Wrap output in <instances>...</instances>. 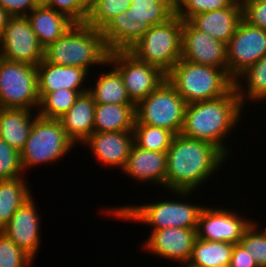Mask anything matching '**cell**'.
<instances>
[{
    "label": "cell",
    "instance_id": "obj_23",
    "mask_svg": "<svg viewBox=\"0 0 266 267\" xmlns=\"http://www.w3.org/2000/svg\"><path fill=\"white\" fill-rule=\"evenodd\" d=\"M26 17L44 49L61 38L74 24L65 14L46 5H37Z\"/></svg>",
    "mask_w": 266,
    "mask_h": 267
},
{
    "label": "cell",
    "instance_id": "obj_44",
    "mask_svg": "<svg viewBox=\"0 0 266 267\" xmlns=\"http://www.w3.org/2000/svg\"><path fill=\"white\" fill-rule=\"evenodd\" d=\"M133 1H134V0H126L125 2L131 4Z\"/></svg>",
    "mask_w": 266,
    "mask_h": 267
},
{
    "label": "cell",
    "instance_id": "obj_34",
    "mask_svg": "<svg viewBox=\"0 0 266 267\" xmlns=\"http://www.w3.org/2000/svg\"><path fill=\"white\" fill-rule=\"evenodd\" d=\"M33 259L0 231V267H28Z\"/></svg>",
    "mask_w": 266,
    "mask_h": 267
},
{
    "label": "cell",
    "instance_id": "obj_17",
    "mask_svg": "<svg viewBox=\"0 0 266 267\" xmlns=\"http://www.w3.org/2000/svg\"><path fill=\"white\" fill-rule=\"evenodd\" d=\"M34 197L26 200L12 215L9 223L1 229L20 249L33 260L40 245V216L34 204Z\"/></svg>",
    "mask_w": 266,
    "mask_h": 267
},
{
    "label": "cell",
    "instance_id": "obj_33",
    "mask_svg": "<svg viewBox=\"0 0 266 267\" xmlns=\"http://www.w3.org/2000/svg\"><path fill=\"white\" fill-rule=\"evenodd\" d=\"M255 223L253 221L245 230L239 244L255 259L258 267H266V228L258 231Z\"/></svg>",
    "mask_w": 266,
    "mask_h": 267
},
{
    "label": "cell",
    "instance_id": "obj_24",
    "mask_svg": "<svg viewBox=\"0 0 266 267\" xmlns=\"http://www.w3.org/2000/svg\"><path fill=\"white\" fill-rule=\"evenodd\" d=\"M28 109L0 108V138L19 152L24 148L33 125Z\"/></svg>",
    "mask_w": 266,
    "mask_h": 267
},
{
    "label": "cell",
    "instance_id": "obj_31",
    "mask_svg": "<svg viewBox=\"0 0 266 267\" xmlns=\"http://www.w3.org/2000/svg\"><path fill=\"white\" fill-rule=\"evenodd\" d=\"M38 95L40 101L37 115L47 119H59L69 111L80 94L75 90L60 89Z\"/></svg>",
    "mask_w": 266,
    "mask_h": 267
},
{
    "label": "cell",
    "instance_id": "obj_12",
    "mask_svg": "<svg viewBox=\"0 0 266 267\" xmlns=\"http://www.w3.org/2000/svg\"><path fill=\"white\" fill-rule=\"evenodd\" d=\"M0 57L34 66L43 60L44 48L26 16L9 17L0 37Z\"/></svg>",
    "mask_w": 266,
    "mask_h": 267
},
{
    "label": "cell",
    "instance_id": "obj_8",
    "mask_svg": "<svg viewBox=\"0 0 266 267\" xmlns=\"http://www.w3.org/2000/svg\"><path fill=\"white\" fill-rule=\"evenodd\" d=\"M74 146L59 119L37 116L34 118L25 146L20 151L23 172L34 165L58 161Z\"/></svg>",
    "mask_w": 266,
    "mask_h": 267
},
{
    "label": "cell",
    "instance_id": "obj_14",
    "mask_svg": "<svg viewBox=\"0 0 266 267\" xmlns=\"http://www.w3.org/2000/svg\"><path fill=\"white\" fill-rule=\"evenodd\" d=\"M252 222L253 220H246L231 209L203 206L196 228L197 238L239 244L245 230Z\"/></svg>",
    "mask_w": 266,
    "mask_h": 267
},
{
    "label": "cell",
    "instance_id": "obj_28",
    "mask_svg": "<svg viewBox=\"0 0 266 267\" xmlns=\"http://www.w3.org/2000/svg\"><path fill=\"white\" fill-rule=\"evenodd\" d=\"M26 184L22 177L0 180V231L16 210L32 196Z\"/></svg>",
    "mask_w": 266,
    "mask_h": 267
},
{
    "label": "cell",
    "instance_id": "obj_45",
    "mask_svg": "<svg viewBox=\"0 0 266 267\" xmlns=\"http://www.w3.org/2000/svg\"><path fill=\"white\" fill-rule=\"evenodd\" d=\"M88 4H90L93 0H85Z\"/></svg>",
    "mask_w": 266,
    "mask_h": 267
},
{
    "label": "cell",
    "instance_id": "obj_21",
    "mask_svg": "<svg viewBox=\"0 0 266 267\" xmlns=\"http://www.w3.org/2000/svg\"><path fill=\"white\" fill-rule=\"evenodd\" d=\"M166 169V152L145 150L133 143L123 172L140 182L165 187Z\"/></svg>",
    "mask_w": 266,
    "mask_h": 267
},
{
    "label": "cell",
    "instance_id": "obj_46",
    "mask_svg": "<svg viewBox=\"0 0 266 267\" xmlns=\"http://www.w3.org/2000/svg\"><path fill=\"white\" fill-rule=\"evenodd\" d=\"M183 267H192V266H190V265H188V264H185Z\"/></svg>",
    "mask_w": 266,
    "mask_h": 267
},
{
    "label": "cell",
    "instance_id": "obj_36",
    "mask_svg": "<svg viewBox=\"0 0 266 267\" xmlns=\"http://www.w3.org/2000/svg\"><path fill=\"white\" fill-rule=\"evenodd\" d=\"M20 152L0 138V180L22 177Z\"/></svg>",
    "mask_w": 266,
    "mask_h": 267
},
{
    "label": "cell",
    "instance_id": "obj_13",
    "mask_svg": "<svg viewBox=\"0 0 266 267\" xmlns=\"http://www.w3.org/2000/svg\"><path fill=\"white\" fill-rule=\"evenodd\" d=\"M228 74L235 80L249 66L266 55V30L243 19L226 44Z\"/></svg>",
    "mask_w": 266,
    "mask_h": 267
},
{
    "label": "cell",
    "instance_id": "obj_41",
    "mask_svg": "<svg viewBox=\"0 0 266 267\" xmlns=\"http://www.w3.org/2000/svg\"><path fill=\"white\" fill-rule=\"evenodd\" d=\"M9 17L10 16L7 14V12L0 7V37H1L4 27L7 24Z\"/></svg>",
    "mask_w": 266,
    "mask_h": 267
},
{
    "label": "cell",
    "instance_id": "obj_30",
    "mask_svg": "<svg viewBox=\"0 0 266 267\" xmlns=\"http://www.w3.org/2000/svg\"><path fill=\"white\" fill-rule=\"evenodd\" d=\"M134 143L145 150L167 152L175 134L164 128L134 122Z\"/></svg>",
    "mask_w": 266,
    "mask_h": 267
},
{
    "label": "cell",
    "instance_id": "obj_32",
    "mask_svg": "<svg viewBox=\"0 0 266 267\" xmlns=\"http://www.w3.org/2000/svg\"><path fill=\"white\" fill-rule=\"evenodd\" d=\"M126 0H93L89 4L86 24L102 30L114 17L125 13L130 8Z\"/></svg>",
    "mask_w": 266,
    "mask_h": 267
},
{
    "label": "cell",
    "instance_id": "obj_4",
    "mask_svg": "<svg viewBox=\"0 0 266 267\" xmlns=\"http://www.w3.org/2000/svg\"><path fill=\"white\" fill-rule=\"evenodd\" d=\"M109 50L101 30L86 23H74L66 33L44 49L46 62L61 66H76L87 72L90 65L107 66Z\"/></svg>",
    "mask_w": 266,
    "mask_h": 267
},
{
    "label": "cell",
    "instance_id": "obj_7",
    "mask_svg": "<svg viewBox=\"0 0 266 267\" xmlns=\"http://www.w3.org/2000/svg\"><path fill=\"white\" fill-rule=\"evenodd\" d=\"M203 207L186 202L160 201L142 206L125 205L115 209L104 211L108 215L133 222H143L151 225L152 230H159L171 227L196 229L199 215Z\"/></svg>",
    "mask_w": 266,
    "mask_h": 267
},
{
    "label": "cell",
    "instance_id": "obj_18",
    "mask_svg": "<svg viewBox=\"0 0 266 267\" xmlns=\"http://www.w3.org/2000/svg\"><path fill=\"white\" fill-rule=\"evenodd\" d=\"M133 143V131H110L93 132L83 145H89L102 164L124 169Z\"/></svg>",
    "mask_w": 266,
    "mask_h": 267
},
{
    "label": "cell",
    "instance_id": "obj_9",
    "mask_svg": "<svg viewBox=\"0 0 266 267\" xmlns=\"http://www.w3.org/2000/svg\"><path fill=\"white\" fill-rule=\"evenodd\" d=\"M185 100L165 79L151 94L135 104V122L180 134L186 108Z\"/></svg>",
    "mask_w": 266,
    "mask_h": 267
},
{
    "label": "cell",
    "instance_id": "obj_6",
    "mask_svg": "<svg viewBox=\"0 0 266 267\" xmlns=\"http://www.w3.org/2000/svg\"><path fill=\"white\" fill-rule=\"evenodd\" d=\"M182 29L183 20L175 14L167 22L151 26L129 52L167 74L181 59Z\"/></svg>",
    "mask_w": 266,
    "mask_h": 267
},
{
    "label": "cell",
    "instance_id": "obj_10",
    "mask_svg": "<svg viewBox=\"0 0 266 267\" xmlns=\"http://www.w3.org/2000/svg\"><path fill=\"white\" fill-rule=\"evenodd\" d=\"M39 101L36 66L0 57V108L38 109Z\"/></svg>",
    "mask_w": 266,
    "mask_h": 267
},
{
    "label": "cell",
    "instance_id": "obj_39",
    "mask_svg": "<svg viewBox=\"0 0 266 267\" xmlns=\"http://www.w3.org/2000/svg\"><path fill=\"white\" fill-rule=\"evenodd\" d=\"M36 6L33 0H0V7L10 17L27 16Z\"/></svg>",
    "mask_w": 266,
    "mask_h": 267
},
{
    "label": "cell",
    "instance_id": "obj_42",
    "mask_svg": "<svg viewBox=\"0 0 266 267\" xmlns=\"http://www.w3.org/2000/svg\"><path fill=\"white\" fill-rule=\"evenodd\" d=\"M184 0H171L173 7L176 9Z\"/></svg>",
    "mask_w": 266,
    "mask_h": 267
},
{
    "label": "cell",
    "instance_id": "obj_37",
    "mask_svg": "<svg viewBox=\"0 0 266 267\" xmlns=\"http://www.w3.org/2000/svg\"><path fill=\"white\" fill-rule=\"evenodd\" d=\"M46 6L65 14L74 23H85L88 17L89 4L85 0H49Z\"/></svg>",
    "mask_w": 266,
    "mask_h": 267
},
{
    "label": "cell",
    "instance_id": "obj_19",
    "mask_svg": "<svg viewBox=\"0 0 266 267\" xmlns=\"http://www.w3.org/2000/svg\"><path fill=\"white\" fill-rule=\"evenodd\" d=\"M241 20V0H235L230 6L223 9L194 15L188 22L195 29L227 44Z\"/></svg>",
    "mask_w": 266,
    "mask_h": 267
},
{
    "label": "cell",
    "instance_id": "obj_1",
    "mask_svg": "<svg viewBox=\"0 0 266 267\" xmlns=\"http://www.w3.org/2000/svg\"><path fill=\"white\" fill-rule=\"evenodd\" d=\"M166 155L165 188L182 197L189 196L227 159L214 145L181 134L175 135Z\"/></svg>",
    "mask_w": 266,
    "mask_h": 267
},
{
    "label": "cell",
    "instance_id": "obj_26",
    "mask_svg": "<svg viewBox=\"0 0 266 267\" xmlns=\"http://www.w3.org/2000/svg\"><path fill=\"white\" fill-rule=\"evenodd\" d=\"M234 244L196 238L188 265L192 267L230 266Z\"/></svg>",
    "mask_w": 266,
    "mask_h": 267
},
{
    "label": "cell",
    "instance_id": "obj_29",
    "mask_svg": "<svg viewBox=\"0 0 266 267\" xmlns=\"http://www.w3.org/2000/svg\"><path fill=\"white\" fill-rule=\"evenodd\" d=\"M242 79L246 81L247 85L245 92L243 91L244 88L241 82ZM234 88L242 106L245 103L244 100L246 99H250L253 102L254 100L255 102L256 100L257 102L264 99L266 100V55H264L255 64L249 66L240 75H238L237 78H235Z\"/></svg>",
    "mask_w": 266,
    "mask_h": 267
},
{
    "label": "cell",
    "instance_id": "obj_25",
    "mask_svg": "<svg viewBox=\"0 0 266 267\" xmlns=\"http://www.w3.org/2000/svg\"><path fill=\"white\" fill-rule=\"evenodd\" d=\"M135 104H96L94 132L133 131Z\"/></svg>",
    "mask_w": 266,
    "mask_h": 267
},
{
    "label": "cell",
    "instance_id": "obj_2",
    "mask_svg": "<svg viewBox=\"0 0 266 267\" xmlns=\"http://www.w3.org/2000/svg\"><path fill=\"white\" fill-rule=\"evenodd\" d=\"M242 108L235 88L219 98L187 104L180 134L210 143L228 158L223 140L240 120Z\"/></svg>",
    "mask_w": 266,
    "mask_h": 267
},
{
    "label": "cell",
    "instance_id": "obj_15",
    "mask_svg": "<svg viewBox=\"0 0 266 267\" xmlns=\"http://www.w3.org/2000/svg\"><path fill=\"white\" fill-rule=\"evenodd\" d=\"M181 58L228 72L226 44L183 21Z\"/></svg>",
    "mask_w": 266,
    "mask_h": 267
},
{
    "label": "cell",
    "instance_id": "obj_43",
    "mask_svg": "<svg viewBox=\"0 0 266 267\" xmlns=\"http://www.w3.org/2000/svg\"><path fill=\"white\" fill-rule=\"evenodd\" d=\"M36 5H46L49 0H33Z\"/></svg>",
    "mask_w": 266,
    "mask_h": 267
},
{
    "label": "cell",
    "instance_id": "obj_3",
    "mask_svg": "<svg viewBox=\"0 0 266 267\" xmlns=\"http://www.w3.org/2000/svg\"><path fill=\"white\" fill-rule=\"evenodd\" d=\"M176 14L171 0H134L130 8L114 17L102 30L109 52L129 51L154 25Z\"/></svg>",
    "mask_w": 266,
    "mask_h": 267
},
{
    "label": "cell",
    "instance_id": "obj_40",
    "mask_svg": "<svg viewBox=\"0 0 266 267\" xmlns=\"http://www.w3.org/2000/svg\"><path fill=\"white\" fill-rule=\"evenodd\" d=\"M230 267H258L256 261L240 244H234Z\"/></svg>",
    "mask_w": 266,
    "mask_h": 267
},
{
    "label": "cell",
    "instance_id": "obj_22",
    "mask_svg": "<svg viewBox=\"0 0 266 267\" xmlns=\"http://www.w3.org/2000/svg\"><path fill=\"white\" fill-rule=\"evenodd\" d=\"M96 103L87 91L80 94L69 111L59 118L68 138L82 144L94 132V112Z\"/></svg>",
    "mask_w": 266,
    "mask_h": 267
},
{
    "label": "cell",
    "instance_id": "obj_35",
    "mask_svg": "<svg viewBox=\"0 0 266 267\" xmlns=\"http://www.w3.org/2000/svg\"><path fill=\"white\" fill-rule=\"evenodd\" d=\"M235 0H184L177 8L176 15L189 21L194 15L220 10L230 6Z\"/></svg>",
    "mask_w": 266,
    "mask_h": 267
},
{
    "label": "cell",
    "instance_id": "obj_27",
    "mask_svg": "<svg viewBox=\"0 0 266 267\" xmlns=\"http://www.w3.org/2000/svg\"><path fill=\"white\" fill-rule=\"evenodd\" d=\"M98 78L95 87L88 88L96 104H134L128 97L121 74L114 67Z\"/></svg>",
    "mask_w": 266,
    "mask_h": 267
},
{
    "label": "cell",
    "instance_id": "obj_38",
    "mask_svg": "<svg viewBox=\"0 0 266 267\" xmlns=\"http://www.w3.org/2000/svg\"><path fill=\"white\" fill-rule=\"evenodd\" d=\"M242 19L248 24L266 30V0H241Z\"/></svg>",
    "mask_w": 266,
    "mask_h": 267
},
{
    "label": "cell",
    "instance_id": "obj_20",
    "mask_svg": "<svg viewBox=\"0 0 266 267\" xmlns=\"http://www.w3.org/2000/svg\"><path fill=\"white\" fill-rule=\"evenodd\" d=\"M38 93L55 92L60 89L75 90L79 94L88 91L83 87L88 72L76 66H61L44 59L36 66ZM82 88V89H81Z\"/></svg>",
    "mask_w": 266,
    "mask_h": 267
},
{
    "label": "cell",
    "instance_id": "obj_11",
    "mask_svg": "<svg viewBox=\"0 0 266 267\" xmlns=\"http://www.w3.org/2000/svg\"><path fill=\"white\" fill-rule=\"evenodd\" d=\"M108 65L121 74L128 97L134 104L146 98L166 79V74L159 68L138 60L129 51L110 52Z\"/></svg>",
    "mask_w": 266,
    "mask_h": 267
},
{
    "label": "cell",
    "instance_id": "obj_16",
    "mask_svg": "<svg viewBox=\"0 0 266 267\" xmlns=\"http://www.w3.org/2000/svg\"><path fill=\"white\" fill-rule=\"evenodd\" d=\"M196 238V229L171 227L151 230L148 240L144 242V249L184 265L191 257Z\"/></svg>",
    "mask_w": 266,
    "mask_h": 267
},
{
    "label": "cell",
    "instance_id": "obj_5",
    "mask_svg": "<svg viewBox=\"0 0 266 267\" xmlns=\"http://www.w3.org/2000/svg\"><path fill=\"white\" fill-rule=\"evenodd\" d=\"M166 79L186 104L216 99L234 88V79L226 70L182 58L166 74Z\"/></svg>",
    "mask_w": 266,
    "mask_h": 267
}]
</instances>
